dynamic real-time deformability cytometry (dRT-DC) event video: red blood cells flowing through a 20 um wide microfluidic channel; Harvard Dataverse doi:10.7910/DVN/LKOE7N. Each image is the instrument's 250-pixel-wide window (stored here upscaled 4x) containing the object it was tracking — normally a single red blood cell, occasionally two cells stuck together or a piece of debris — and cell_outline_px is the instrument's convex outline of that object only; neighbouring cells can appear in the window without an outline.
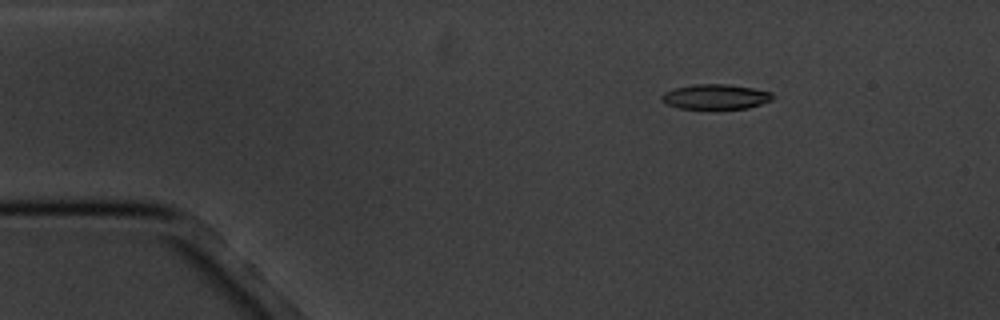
{"species": "common noctule bat (a hibernating species)", "species_latin": "Nyctalus noctula", "temperature_condition": "cold", "stored_images_in_passage": 3, "camera_frame_rate_fps": 3000, "um_per_image_px": 0.085, "animal": {"sex": "male", "body_mass_g": 20.1, "forearm_length_mm": 53.5}, "frame": {"image": 1, "passage_image": 3, "time_ms": 2.333, "image_size_px": [1000, 320], "cell_outline_px": [[772, 100], [748, 108], [680, 108], [668, 104], [660, 100], [660, 96], [664, 92], [672, 88], [696, 84], [728, 84], [752, 88], [772, 92]], "centroid_in_image_um": [60.79, 8.21], "position_along_channel_um": 24.2, "area_um2": 16.01}}